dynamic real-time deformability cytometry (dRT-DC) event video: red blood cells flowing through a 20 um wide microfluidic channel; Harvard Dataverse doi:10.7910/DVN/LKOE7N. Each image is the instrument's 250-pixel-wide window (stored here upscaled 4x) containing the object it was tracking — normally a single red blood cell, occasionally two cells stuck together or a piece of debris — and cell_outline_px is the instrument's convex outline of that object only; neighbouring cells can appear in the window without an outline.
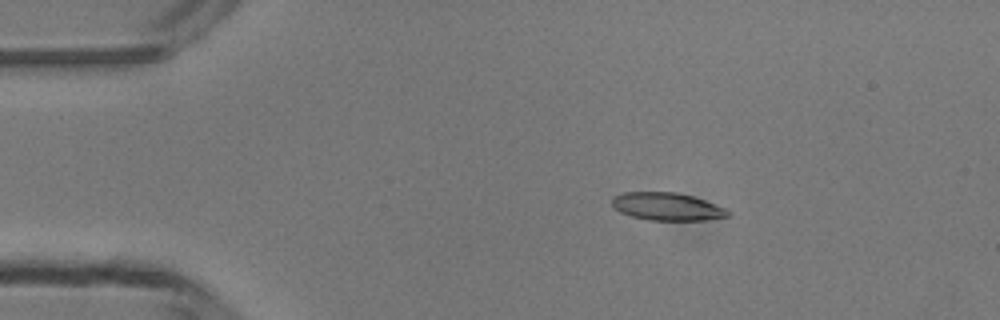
{"species": "common noctule bat (a hibernating species)", "species_latin": "Nyctalus noctula", "temperature_condition": "room temperature", "stored_images_in_passage": 5, "camera_frame_rate_fps": 3000, "um_per_image_px": 0.085, "animal": {"sex": "male", "body_mass_g": 13.3}, "frame": {"image": 1, "passage_image": 3, "time_ms": 2.333, "image_size_px": [1000, 320], "cell_outline_px": [[732, 216], [704, 220], [648, 220], [632, 216], [620, 212], [612, 204], [612, 196], [624, 192], [676, 192], [692, 196], [704, 200], [724, 208]], "centroid_in_image_um": [56.68, 17.55], "position_along_channel_um": 28.3, "area_um2": 18.61}}
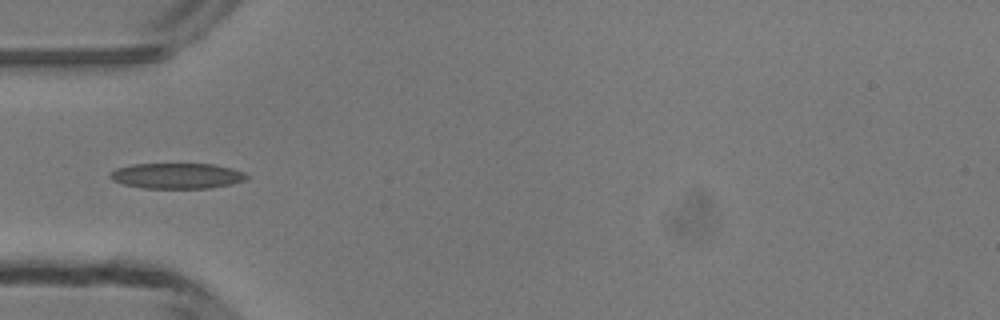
{"frame": {"image": 2, "passage_image": 5, "time_ms": 4.667, "image_size_px": [1000, 320], "cell_outline_px": [[248, 176], [244, 180], [232, 184], [212, 188], [144, 188], [124, 184], [112, 180], [108, 176], [116, 168], [132, 164], [212, 164], [232, 168], [244, 172]], "centroid_in_image_um": [15.04, 14.94], "position_along_channel_um": 70.0, "area_um2": 20.29}}